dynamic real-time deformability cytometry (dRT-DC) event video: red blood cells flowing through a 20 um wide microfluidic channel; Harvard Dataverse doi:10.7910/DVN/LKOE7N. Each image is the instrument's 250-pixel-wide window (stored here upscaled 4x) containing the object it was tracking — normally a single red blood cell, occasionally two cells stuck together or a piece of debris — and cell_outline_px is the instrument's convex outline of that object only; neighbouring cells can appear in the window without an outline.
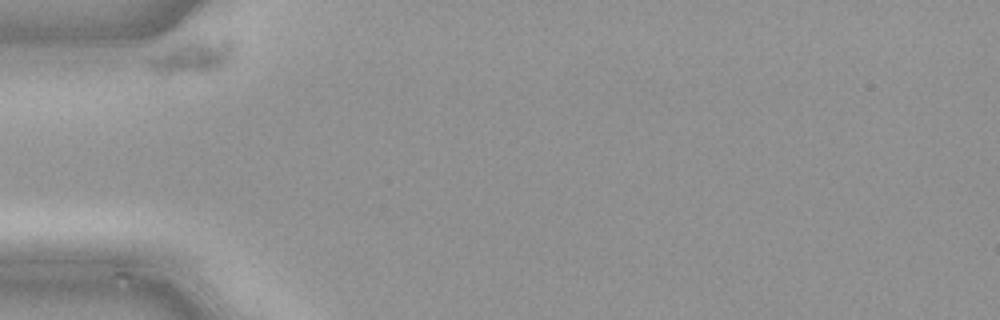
{"species": "common noctule bat (a hibernating species)", "species_latin": "Nyctalus noctula", "temperature_condition": "cold", "stored_images_in_passage": 30, "camera_frame_rate_fps": 3000, "um_per_image_px": 0.085, "animal": {"sex": "male", "body_mass_g": 21.5, "forearm_length_mm": 52.0}, "frame": {"image": 1, "passage_image": 1, "time_ms": 0.0, "image_size_px": [1000, 320], "cell_outline_px": [[232, 56], [220, 68], [208, 72], [156, 72], [148, 68], [148, 60], [176, 44], [220, 36], [228, 36], [232, 40]], "centroid_in_image_um": [16.48, 4.78], "position_along_channel_um": 68.5, "area_um2": 16.13}}
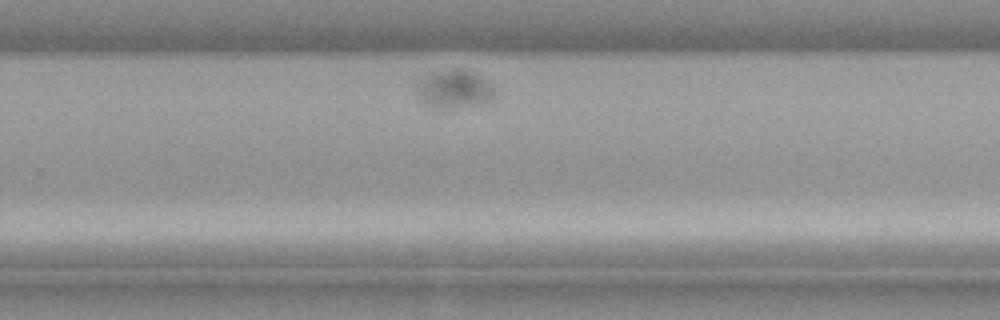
{"frame": {"image": 2, "passage_image": 23, "time_ms": 7.333, "image_size_px": [1000, 320], "cell_outline_px": [[496, 100], [488, 104], [444, 108], [440, 108], [428, 104], [416, 92], [416, 84], [420, 76], [452, 68], [468, 68], [488, 80], [492, 84], [496, 92]], "centroid_in_image_um": [38.71, 7.54], "position_along_channel_um": 291.1, "area_um2": 17.98}}
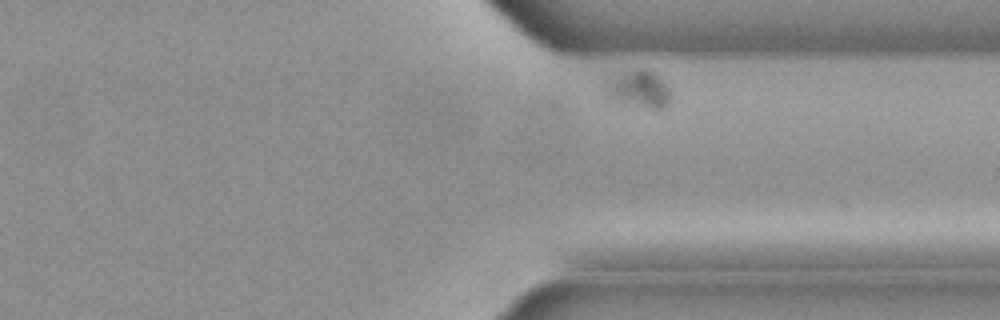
{"frame": {"image": 3, "passage_image": 29, "time_ms": 9.333, "image_size_px": [1000, 320], "cell_outline_px": [[668, 104], [664, 108], [652, 108], [612, 100], [604, 92], [604, 80], [612, 76], [636, 68], [648, 68], [660, 76], [668, 88]], "centroid_in_image_um": [54.23, 7.52], "position_along_channel_um": 357.2, "area_um2": 14.16}}